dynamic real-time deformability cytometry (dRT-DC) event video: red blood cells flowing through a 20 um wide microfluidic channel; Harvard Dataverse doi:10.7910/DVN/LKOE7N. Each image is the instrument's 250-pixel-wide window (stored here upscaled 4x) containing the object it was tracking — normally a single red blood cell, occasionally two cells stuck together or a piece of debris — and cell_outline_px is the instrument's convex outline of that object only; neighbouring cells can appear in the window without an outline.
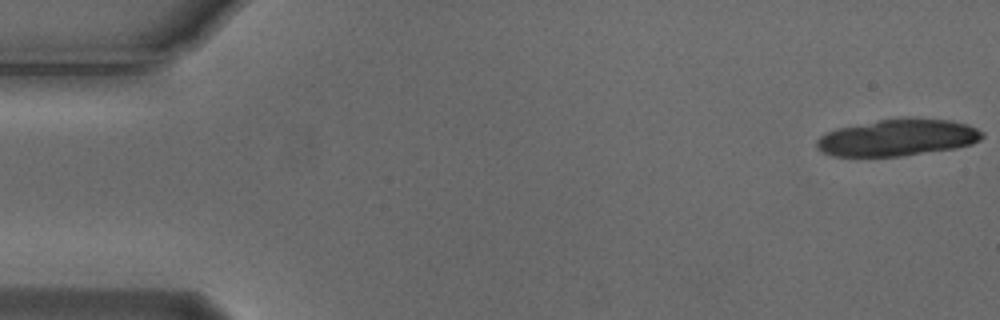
{"species": "Egyptian fruit bat (a non-hibernating species)", "species_latin": "Rousettus aegyptiacus", "temperature_condition": "cold", "stored_images_in_passage": 10, "camera_frame_rate_fps": 3000, "um_per_image_px": 0.085, "animal": {"sex": "male"}, "frame": {"image": 1, "passage_image": 1, "time_ms": 0.0, "image_size_px": [1000, 320], "cell_outline_px": [[984, 136], [980, 140], [972, 144], [956, 148], [900, 156], [832, 156], [816, 148], [816, 140], [820, 136], [836, 128], [880, 120], [908, 116], [948, 120], [968, 124], [984, 132]], "centroid_in_image_um": [76.32, 11.68], "position_along_channel_um": 8.7, "area_um2": 35.72}}
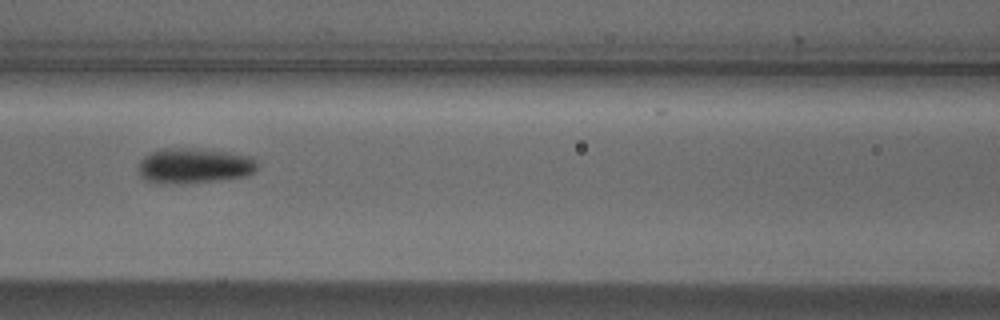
{"frame": {"image": 2, "passage_image": 7, "time_ms": 2.0, "image_size_px": [1000, 320], "cell_outline_px": [[256, 168], [248, 176], [216, 180], [164, 184], [160, 184], [144, 180], [136, 172], [140, 160], [144, 156], [160, 148], [196, 148], [252, 156], [256, 164]], "centroid_in_image_um": [16.42, 14.08], "position_along_channel_um": 150.2, "area_um2": 24.45}}
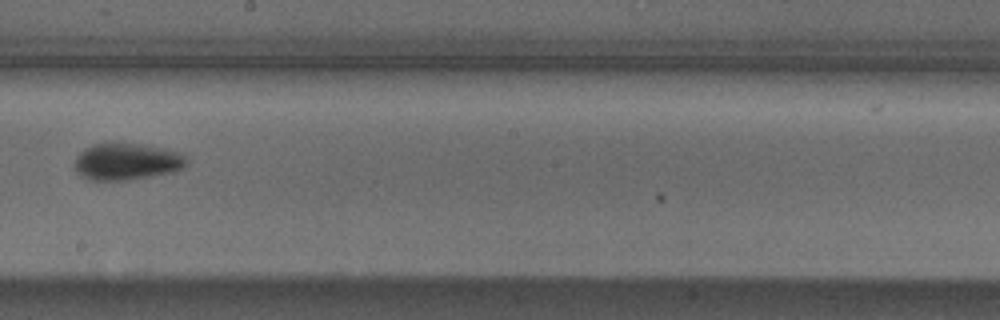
{"frame": {"image": 3, "passage_image": 9, "time_ms": 2.667, "image_size_px": [1000, 320], "cell_outline_px": [[188, 164], [176, 172], [128, 180], [88, 180], [76, 172], [72, 168], [72, 164], [76, 156], [84, 148], [92, 144], [108, 140], [112, 140], [140, 144], [184, 152], [188, 160]], "centroid_in_image_um": [10.75, 13.7], "position_along_channel_um": 237.5, "area_um2": 25.2}}